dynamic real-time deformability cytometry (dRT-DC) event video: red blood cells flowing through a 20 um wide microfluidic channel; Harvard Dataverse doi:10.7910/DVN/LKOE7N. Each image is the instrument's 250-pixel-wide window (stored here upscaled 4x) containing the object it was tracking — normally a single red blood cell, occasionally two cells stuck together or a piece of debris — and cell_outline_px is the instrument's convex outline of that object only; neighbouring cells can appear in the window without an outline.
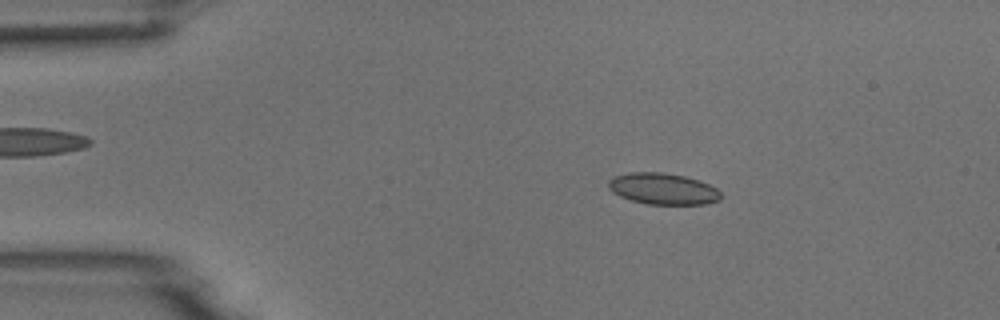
{"species": "common noctule bat (a hibernating species)", "species_latin": "Nyctalus noctula", "temperature_condition": "room temperature", "stored_images_in_passage": 6, "camera_frame_rate_fps": 3000, "um_per_image_px": 0.085, "animal": {"sex": "male", "body_mass_g": 18.8}, "frame": {"image": 1, "passage_image": 2, "time_ms": 2.0, "image_size_px": [1000, 320], "cell_outline_px": [[720, 200], [704, 204], [648, 204], [632, 200], [620, 196], [612, 192], [608, 188], [608, 180], [612, 176], [628, 172], [664, 172], [684, 176], [708, 184], [716, 188], [720, 192]], "centroid_in_image_um": [56.3, 16.04], "position_along_channel_um": 28.7, "area_um2": 20.52}}
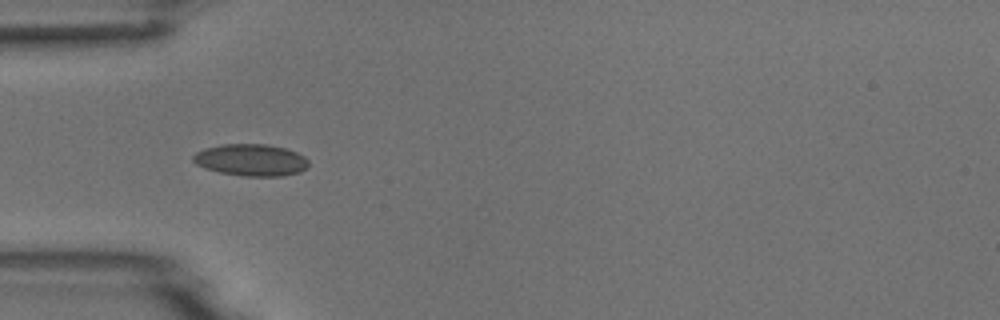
{"frame": {"image": 2, "passage_image": 4, "time_ms": 4.333, "image_size_px": [1000, 320], "cell_outline_px": [[308, 168], [300, 172], [284, 176], [244, 176], [220, 172], [196, 164], [192, 160], [192, 156], [196, 152], [204, 148], [220, 144], [268, 144], [288, 148], [304, 156], [308, 160]], "centroid_in_image_um": [21.37, 13.59], "position_along_channel_um": 63.6, "area_um2": 21.62}}